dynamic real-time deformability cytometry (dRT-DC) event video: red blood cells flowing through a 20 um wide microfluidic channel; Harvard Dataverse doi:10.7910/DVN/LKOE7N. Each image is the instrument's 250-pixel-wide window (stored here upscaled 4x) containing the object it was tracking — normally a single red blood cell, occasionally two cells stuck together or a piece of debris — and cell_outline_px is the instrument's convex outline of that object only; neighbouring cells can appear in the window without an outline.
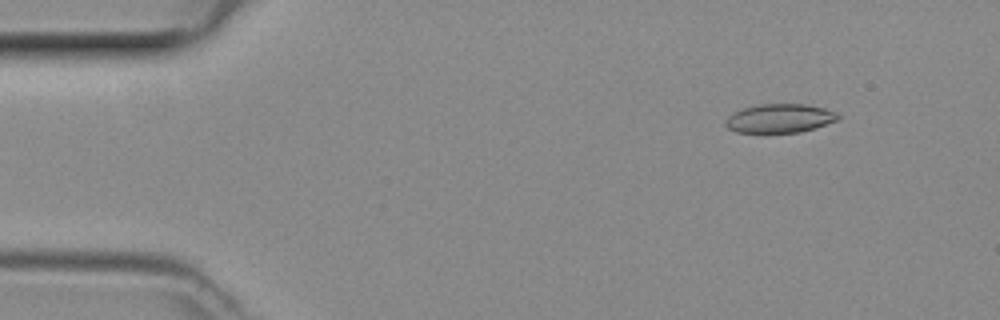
{"species": "common noctule bat (a hibernating species)", "species_latin": "Nyctalus noctula", "temperature_condition": "room temperature", "stored_images_in_passage": 45, "camera_frame_rate_fps": 3000, "um_per_image_px": 0.085, "animal": {"sex": "female", "body_mass_g": 29.2, "forearm_length_mm": 56.3}, "frame": {"image": 1, "passage_image": 2, "time_ms": 0.333, "image_size_px": [1000, 320], "cell_outline_px": [[840, 120], [816, 128], [800, 132], [764, 136], [736, 132], [728, 128], [724, 124], [724, 120], [728, 116], [744, 108], [760, 104], [804, 104], [824, 108], [836, 112], [840, 116]], "centroid_in_image_um": [66.26, 10.12], "position_along_channel_um": 18.7, "area_um2": 19.83}}
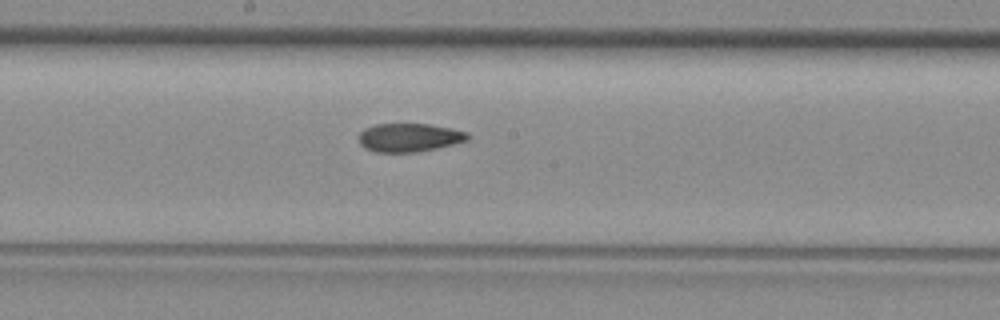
{"frame": {"image": 2, "passage_image": 22, "time_ms": 7.0, "image_size_px": [1000, 320], "cell_outline_px": [[468, 140], [436, 148], [416, 152], [376, 152], [364, 148], [360, 144], [360, 132], [364, 128], [376, 124], [428, 124], [452, 128], [468, 132]], "centroid_in_image_um": [34.77, 11.68], "position_along_channel_um": 213.4, "area_um2": 17.98}}
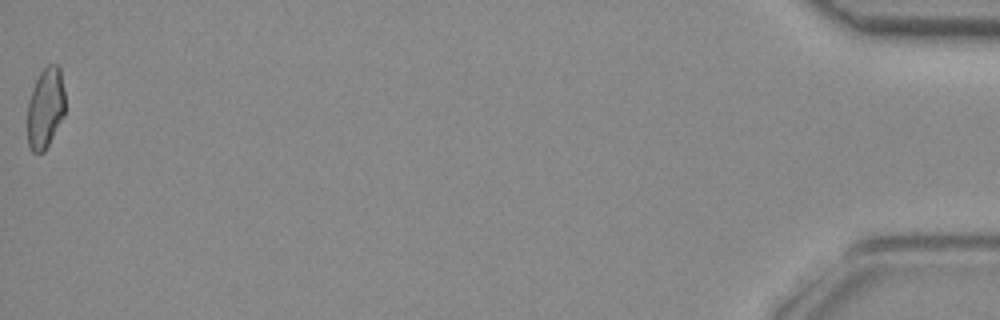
{"frame": {"image": 3, "passage_image": 45, "time_ms": 14.667, "image_size_px": [1000, 320], "cell_outline_px": [[64, 116], [44, 152], [32, 152], [28, 148], [28, 100], [32, 88], [40, 72], [48, 64], [56, 64], [60, 68], [64, 92]], "centroid_in_image_um": [3.85, 9.18], "position_along_channel_um": 431.3, "area_um2": 17.69}}